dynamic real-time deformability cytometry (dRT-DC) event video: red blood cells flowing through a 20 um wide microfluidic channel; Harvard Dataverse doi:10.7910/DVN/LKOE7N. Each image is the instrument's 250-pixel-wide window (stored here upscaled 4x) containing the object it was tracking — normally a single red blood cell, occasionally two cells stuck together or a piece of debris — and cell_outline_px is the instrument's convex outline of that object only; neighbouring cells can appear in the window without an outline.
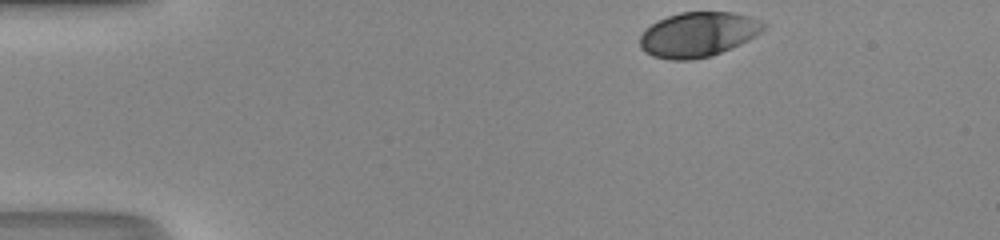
{"species": "human", "species_latin": "Homo sapiens", "temperature_condition": "room temperature", "stored_images_in_passage": 34, "camera_frame_rate_fps": 3000, "um_per_image_px": 0.085, "donor": {"sex": "male"}, "frame": {"image": 1, "passage_image": 1, "time_ms": 0.0, "image_size_px": [1000, 240], "cell_outline_px": [[768, 24], [760, 32], [748, 40], [740, 44], [712, 56], [692, 60], [668, 60], [652, 56], [644, 52], [640, 48], [640, 36], [644, 28], [668, 16], [680, 12], [732, 12], [748, 16], [760, 20]], "centroid_in_image_um": [59.31, 2.94], "position_along_channel_um": 25.7, "area_um2": 32.43}}
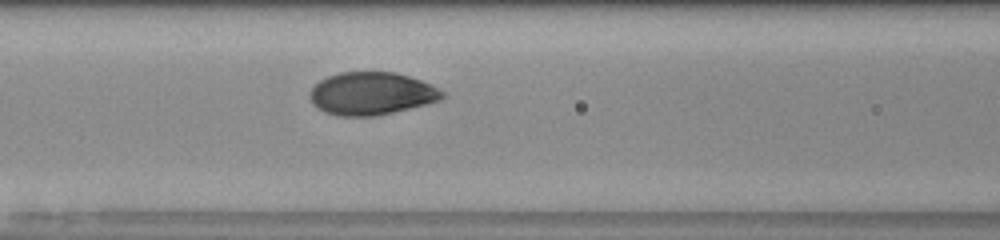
{"frame": {"image": 2, "passage_image": 15, "time_ms": 4.667, "image_size_px": [1000, 240], "cell_outline_px": [[448, 96], [440, 100], [428, 104], [376, 116], [336, 116], [324, 112], [316, 108], [312, 104], [308, 96], [308, 92], [320, 80], [328, 76], [340, 72], [396, 72], [432, 84], [444, 92]], "centroid_in_image_um": [31.57, 7.96], "position_along_channel_um": 135.0, "area_um2": 33.41}}
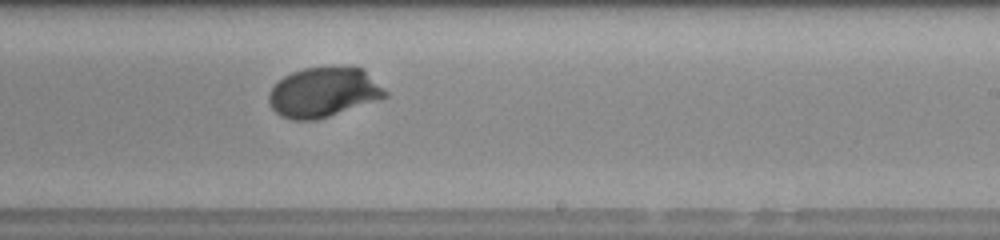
{"frame": {"image": 3, "passage_image": 24, "time_ms": 7.667, "image_size_px": [1000, 240], "cell_outline_px": [[388, 96], [316, 120], [292, 120], [280, 116], [272, 108], [268, 100], [268, 92], [284, 76], [292, 72], [304, 68], [364, 68], [388, 92]], "centroid_in_image_um": [27.48, 7.85], "position_along_channel_um": 261.5, "area_um2": 33.29}, "authors_computed_cell_mechanics": {"area_um2": 33.4373, "velocity_mm_per_s": 4.2317, "shape_relaxation_time_tau1_ms": 2.3766, "shape_relaxation_time_tau2_ms": null, "deformation_change_tau1": 0.1392, "deformation_change_tau2": null}}